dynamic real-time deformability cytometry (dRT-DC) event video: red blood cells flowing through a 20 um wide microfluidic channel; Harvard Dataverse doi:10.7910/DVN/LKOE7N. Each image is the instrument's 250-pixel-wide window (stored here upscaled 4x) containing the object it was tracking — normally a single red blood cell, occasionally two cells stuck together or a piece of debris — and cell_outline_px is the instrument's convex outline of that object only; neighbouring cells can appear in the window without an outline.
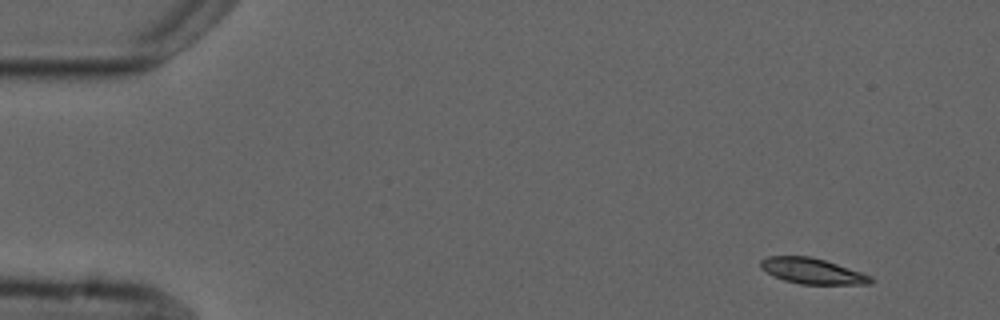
{"species": "common noctule bat (a hibernating species)", "species_latin": "Nyctalus noctula", "temperature_condition": "cold", "stored_images_in_passage": 9, "camera_frame_rate_fps": 3000, "um_per_image_px": 0.085, "animal": {"sex": "male", "forearm_length_mm": 52.5}, "frame": {"image": 1, "passage_image": 1, "time_ms": 0.0, "image_size_px": [1000, 320], "cell_outline_px": [[876, 280], [872, 284], [800, 284], [784, 280], [760, 268], [760, 260], [768, 256], [812, 256], [872, 276]], "centroid_in_image_um": [69.07, 23.04], "position_along_channel_um": 15.9, "area_um2": 16.36}}
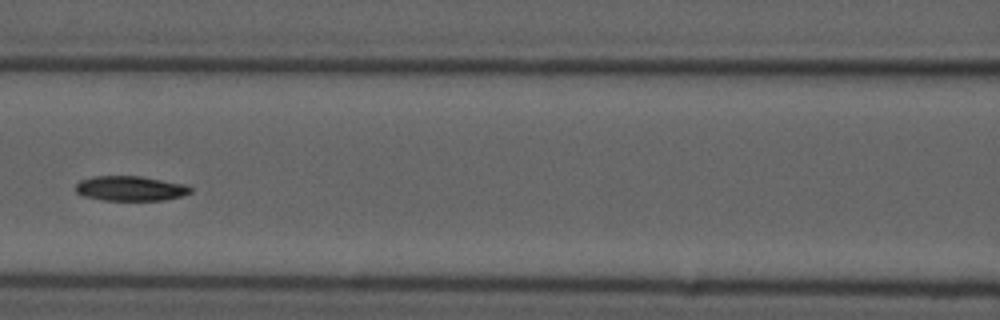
{"frame": {"image": 2, "passage_image": 6, "time_ms": 6.667, "image_size_px": [1000, 320], "cell_outline_px": [[192, 192], [180, 196], [164, 200], [100, 200], [84, 196], [76, 192], [76, 184], [80, 180], [92, 176], [140, 176], [184, 184], [192, 188]], "centroid_in_image_um": [11.05, 16.01], "position_along_channel_um": 155.5, "area_um2": 16.59}}
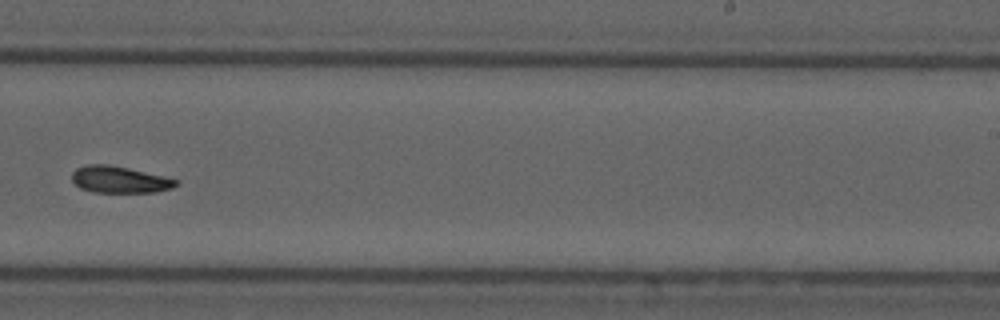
{"frame": {"image": 3, "passage_image": 9, "time_ms": 10.0, "image_size_px": [1000, 320], "cell_outline_px": [[180, 184], [172, 188], [156, 192], [92, 192], [80, 188], [72, 180], [72, 172], [76, 168], [88, 164], [108, 164], [128, 168], [164, 176], [180, 180]], "centroid_in_image_um": [10.18, 15.26], "position_along_channel_um": 278.8, "area_um2": 16.3}}